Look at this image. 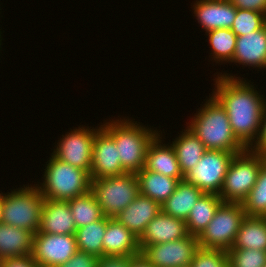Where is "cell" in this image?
<instances>
[{"label": "cell", "mask_w": 266, "mask_h": 267, "mask_svg": "<svg viewBox=\"0 0 266 267\" xmlns=\"http://www.w3.org/2000/svg\"><path fill=\"white\" fill-rule=\"evenodd\" d=\"M44 200L37 184L34 186L28 184L26 187L23 185L8 194L4 193L1 222L37 233L40 228Z\"/></svg>", "instance_id": "obj_5"}, {"label": "cell", "mask_w": 266, "mask_h": 267, "mask_svg": "<svg viewBox=\"0 0 266 267\" xmlns=\"http://www.w3.org/2000/svg\"><path fill=\"white\" fill-rule=\"evenodd\" d=\"M245 216L241 203L222 202L206 229L198 236L199 248L231 249Z\"/></svg>", "instance_id": "obj_8"}, {"label": "cell", "mask_w": 266, "mask_h": 267, "mask_svg": "<svg viewBox=\"0 0 266 267\" xmlns=\"http://www.w3.org/2000/svg\"><path fill=\"white\" fill-rule=\"evenodd\" d=\"M127 173L118 156V149L113 137L102 127L96 128L93 140L91 179L118 176Z\"/></svg>", "instance_id": "obj_13"}, {"label": "cell", "mask_w": 266, "mask_h": 267, "mask_svg": "<svg viewBox=\"0 0 266 267\" xmlns=\"http://www.w3.org/2000/svg\"><path fill=\"white\" fill-rule=\"evenodd\" d=\"M206 35L210 43L212 56L211 60L216 63H230L233 59L237 36L231 29H213L210 30Z\"/></svg>", "instance_id": "obj_29"}, {"label": "cell", "mask_w": 266, "mask_h": 267, "mask_svg": "<svg viewBox=\"0 0 266 267\" xmlns=\"http://www.w3.org/2000/svg\"><path fill=\"white\" fill-rule=\"evenodd\" d=\"M266 69V24L259 30L237 36L231 63Z\"/></svg>", "instance_id": "obj_16"}, {"label": "cell", "mask_w": 266, "mask_h": 267, "mask_svg": "<svg viewBox=\"0 0 266 267\" xmlns=\"http://www.w3.org/2000/svg\"><path fill=\"white\" fill-rule=\"evenodd\" d=\"M90 191L109 218H115L140 195L135 173L91 179Z\"/></svg>", "instance_id": "obj_6"}, {"label": "cell", "mask_w": 266, "mask_h": 267, "mask_svg": "<svg viewBox=\"0 0 266 267\" xmlns=\"http://www.w3.org/2000/svg\"><path fill=\"white\" fill-rule=\"evenodd\" d=\"M98 258L93 254L78 250L67 262L56 267H96Z\"/></svg>", "instance_id": "obj_34"}, {"label": "cell", "mask_w": 266, "mask_h": 267, "mask_svg": "<svg viewBox=\"0 0 266 267\" xmlns=\"http://www.w3.org/2000/svg\"><path fill=\"white\" fill-rule=\"evenodd\" d=\"M129 267H155V266L149 263L140 253L138 255L132 256V260L130 261Z\"/></svg>", "instance_id": "obj_39"}, {"label": "cell", "mask_w": 266, "mask_h": 267, "mask_svg": "<svg viewBox=\"0 0 266 267\" xmlns=\"http://www.w3.org/2000/svg\"><path fill=\"white\" fill-rule=\"evenodd\" d=\"M191 267H229L227 252L222 249L199 248L194 254Z\"/></svg>", "instance_id": "obj_33"}, {"label": "cell", "mask_w": 266, "mask_h": 267, "mask_svg": "<svg viewBox=\"0 0 266 267\" xmlns=\"http://www.w3.org/2000/svg\"><path fill=\"white\" fill-rule=\"evenodd\" d=\"M227 252L229 267H263L266 252L256 249H229Z\"/></svg>", "instance_id": "obj_32"}, {"label": "cell", "mask_w": 266, "mask_h": 267, "mask_svg": "<svg viewBox=\"0 0 266 267\" xmlns=\"http://www.w3.org/2000/svg\"><path fill=\"white\" fill-rule=\"evenodd\" d=\"M140 254L138 238L116 219L107 222L103 238V255L135 256Z\"/></svg>", "instance_id": "obj_20"}, {"label": "cell", "mask_w": 266, "mask_h": 267, "mask_svg": "<svg viewBox=\"0 0 266 267\" xmlns=\"http://www.w3.org/2000/svg\"><path fill=\"white\" fill-rule=\"evenodd\" d=\"M204 194L199 188L181 180L173 194L161 205L167 215L186 221L195 203Z\"/></svg>", "instance_id": "obj_23"}, {"label": "cell", "mask_w": 266, "mask_h": 267, "mask_svg": "<svg viewBox=\"0 0 266 267\" xmlns=\"http://www.w3.org/2000/svg\"><path fill=\"white\" fill-rule=\"evenodd\" d=\"M78 251L76 236L69 234H34L32 258L39 267H56Z\"/></svg>", "instance_id": "obj_11"}, {"label": "cell", "mask_w": 266, "mask_h": 267, "mask_svg": "<svg viewBox=\"0 0 266 267\" xmlns=\"http://www.w3.org/2000/svg\"><path fill=\"white\" fill-rule=\"evenodd\" d=\"M236 9L258 11L266 15V0H229Z\"/></svg>", "instance_id": "obj_36"}, {"label": "cell", "mask_w": 266, "mask_h": 267, "mask_svg": "<svg viewBox=\"0 0 266 267\" xmlns=\"http://www.w3.org/2000/svg\"><path fill=\"white\" fill-rule=\"evenodd\" d=\"M230 74L221 72L216 75L212 95L225 108L236 138L251 149L261 133L266 99L250 81Z\"/></svg>", "instance_id": "obj_1"}, {"label": "cell", "mask_w": 266, "mask_h": 267, "mask_svg": "<svg viewBox=\"0 0 266 267\" xmlns=\"http://www.w3.org/2000/svg\"><path fill=\"white\" fill-rule=\"evenodd\" d=\"M0 267H39L32 256L6 258L0 260Z\"/></svg>", "instance_id": "obj_37"}, {"label": "cell", "mask_w": 266, "mask_h": 267, "mask_svg": "<svg viewBox=\"0 0 266 267\" xmlns=\"http://www.w3.org/2000/svg\"><path fill=\"white\" fill-rule=\"evenodd\" d=\"M222 202L218 194L204 193L185 221L188 234L196 237L202 234Z\"/></svg>", "instance_id": "obj_26"}, {"label": "cell", "mask_w": 266, "mask_h": 267, "mask_svg": "<svg viewBox=\"0 0 266 267\" xmlns=\"http://www.w3.org/2000/svg\"><path fill=\"white\" fill-rule=\"evenodd\" d=\"M196 111L187 127L194 132L207 150H222L236 155L247 148L236 138L225 108L213 96Z\"/></svg>", "instance_id": "obj_2"}, {"label": "cell", "mask_w": 266, "mask_h": 267, "mask_svg": "<svg viewBox=\"0 0 266 267\" xmlns=\"http://www.w3.org/2000/svg\"><path fill=\"white\" fill-rule=\"evenodd\" d=\"M67 201L76 228L84 227L104 217V214L91 191Z\"/></svg>", "instance_id": "obj_28"}, {"label": "cell", "mask_w": 266, "mask_h": 267, "mask_svg": "<svg viewBox=\"0 0 266 267\" xmlns=\"http://www.w3.org/2000/svg\"><path fill=\"white\" fill-rule=\"evenodd\" d=\"M194 16L206 32L213 29H231L237 9L229 0H196Z\"/></svg>", "instance_id": "obj_15"}, {"label": "cell", "mask_w": 266, "mask_h": 267, "mask_svg": "<svg viewBox=\"0 0 266 267\" xmlns=\"http://www.w3.org/2000/svg\"><path fill=\"white\" fill-rule=\"evenodd\" d=\"M181 134L172 141L177 160L183 175L195 167L203 154L206 152L205 145L188 127L180 131Z\"/></svg>", "instance_id": "obj_25"}, {"label": "cell", "mask_w": 266, "mask_h": 267, "mask_svg": "<svg viewBox=\"0 0 266 267\" xmlns=\"http://www.w3.org/2000/svg\"><path fill=\"white\" fill-rule=\"evenodd\" d=\"M34 233L0 222V260L32 254Z\"/></svg>", "instance_id": "obj_21"}, {"label": "cell", "mask_w": 266, "mask_h": 267, "mask_svg": "<svg viewBox=\"0 0 266 267\" xmlns=\"http://www.w3.org/2000/svg\"><path fill=\"white\" fill-rule=\"evenodd\" d=\"M235 155L222 150H206L197 165L184 174L183 180L204 193L219 194Z\"/></svg>", "instance_id": "obj_9"}, {"label": "cell", "mask_w": 266, "mask_h": 267, "mask_svg": "<svg viewBox=\"0 0 266 267\" xmlns=\"http://www.w3.org/2000/svg\"><path fill=\"white\" fill-rule=\"evenodd\" d=\"M4 203V193H0V222Z\"/></svg>", "instance_id": "obj_40"}, {"label": "cell", "mask_w": 266, "mask_h": 267, "mask_svg": "<svg viewBox=\"0 0 266 267\" xmlns=\"http://www.w3.org/2000/svg\"><path fill=\"white\" fill-rule=\"evenodd\" d=\"M160 133L149 144L144 169L156 172L168 177L183 179L179 162L176 157L174 148L168 144H163Z\"/></svg>", "instance_id": "obj_19"}, {"label": "cell", "mask_w": 266, "mask_h": 267, "mask_svg": "<svg viewBox=\"0 0 266 267\" xmlns=\"http://www.w3.org/2000/svg\"><path fill=\"white\" fill-rule=\"evenodd\" d=\"M161 212V205L153 199L139 195L128 207L114 219L124 225L137 238L145 231L147 225Z\"/></svg>", "instance_id": "obj_18"}, {"label": "cell", "mask_w": 266, "mask_h": 267, "mask_svg": "<svg viewBox=\"0 0 266 267\" xmlns=\"http://www.w3.org/2000/svg\"><path fill=\"white\" fill-rule=\"evenodd\" d=\"M109 219V217L104 216L98 221L76 229L75 236L79 251L90 253L97 257L103 256V238Z\"/></svg>", "instance_id": "obj_27"}, {"label": "cell", "mask_w": 266, "mask_h": 267, "mask_svg": "<svg viewBox=\"0 0 266 267\" xmlns=\"http://www.w3.org/2000/svg\"><path fill=\"white\" fill-rule=\"evenodd\" d=\"M140 194L162 205L175 191L183 179L168 177L142 168L136 173Z\"/></svg>", "instance_id": "obj_22"}, {"label": "cell", "mask_w": 266, "mask_h": 267, "mask_svg": "<svg viewBox=\"0 0 266 267\" xmlns=\"http://www.w3.org/2000/svg\"><path fill=\"white\" fill-rule=\"evenodd\" d=\"M76 229L68 201L44 200L39 232L75 235Z\"/></svg>", "instance_id": "obj_17"}, {"label": "cell", "mask_w": 266, "mask_h": 267, "mask_svg": "<svg viewBox=\"0 0 266 267\" xmlns=\"http://www.w3.org/2000/svg\"><path fill=\"white\" fill-rule=\"evenodd\" d=\"M266 157L247 149L234 156L227 170L219 197L223 202L242 201L255 186Z\"/></svg>", "instance_id": "obj_7"}, {"label": "cell", "mask_w": 266, "mask_h": 267, "mask_svg": "<svg viewBox=\"0 0 266 267\" xmlns=\"http://www.w3.org/2000/svg\"><path fill=\"white\" fill-rule=\"evenodd\" d=\"M132 256L103 255L98 258L96 267H129Z\"/></svg>", "instance_id": "obj_35"}, {"label": "cell", "mask_w": 266, "mask_h": 267, "mask_svg": "<svg viewBox=\"0 0 266 267\" xmlns=\"http://www.w3.org/2000/svg\"><path fill=\"white\" fill-rule=\"evenodd\" d=\"M188 235L186 222L162 211L147 225L138 238L140 251L148 246L185 238Z\"/></svg>", "instance_id": "obj_14"}, {"label": "cell", "mask_w": 266, "mask_h": 267, "mask_svg": "<svg viewBox=\"0 0 266 267\" xmlns=\"http://www.w3.org/2000/svg\"><path fill=\"white\" fill-rule=\"evenodd\" d=\"M62 135L52 154L59 160L86 170L90 174L93 154L94 127H78Z\"/></svg>", "instance_id": "obj_10"}, {"label": "cell", "mask_w": 266, "mask_h": 267, "mask_svg": "<svg viewBox=\"0 0 266 267\" xmlns=\"http://www.w3.org/2000/svg\"><path fill=\"white\" fill-rule=\"evenodd\" d=\"M43 183L37 184L44 199L67 201L90 191V174L81 168L65 163L53 154L46 162Z\"/></svg>", "instance_id": "obj_4"}, {"label": "cell", "mask_w": 266, "mask_h": 267, "mask_svg": "<svg viewBox=\"0 0 266 267\" xmlns=\"http://www.w3.org/2000/svg\"><path fill=\"white\" fill-rule=\"evenodd\" d=\"M241 204L247 216L266 215V162L260 168L255 186Z\"/></svg>", "instance_id": "obj_30"}, {"label": "cell", "mask_w": 266, "mask_h": 267, "mask_svg": "<svg viewBox=\"0 0 266 267\" xmlns=\"http://www.w3.org/2000/svg\"><path fill=\"white\" fill-rule=\"evenodd\" d=\"M265 24V14L258 11L237 9L231 30L236 36H244L261 29Z\"/></svg>", "instance_id": "obj_31"}, {"label": "cell", "mask_w": 266, "mask_h": 267, "mask_svg": "<svg viewBox=\"0 0 266 267\" xmlns=\"http://www.w3.org/2000/svg\"><path fill=\"white\" fill-rule=\"evenodd\" d=\"M198 249V237L188 234L179 240L148 245L140 253L155 267H185L190 266Z\"/></svg>", "instance_id": "obj_12"}, {"label": "cell", "mask_w": 266, "mask_h": 267, "mask_svg": "<svg viewBox=\"0 0 266 267\" xmlns=\"http://www.w3.org/2000/svg\"><path fill=\"white\" fill-rule=\"evenodd\" d=\"M231 249H256L266 252V219L264 216H245Z\"/></svg>", "instance_id": "obj_24"}, {"label": "cell", "mask_w": 266, "mask_h": 267, "mask_svg": "<svg viewBox=\"0 0 266 267\" xmlns=\"http://www.w3.org/2000/svg\"><path fill=\"white\" fill-rule=\"evenodd\" d=\"M251 150L266 157V106L263 112L260 136Z\"/></svg>", "instance_id": "obj_38"}, {"label": "cell", "mask_w": 266, "mask_h": 267, "mask_svg": "<svg viewBox=\"0 0 266 267\" xmlns=\"http://www.w3.org/2000/svg\"><path fill=\"white\" fill-rule=\"evenodd\" d=\"M1 31H0V48H1V41H2V39H1Z\"/></svg>", "instance_id": "obj_41"}, {"label": "cell", "mask_w": 266, "mask_h": 267, "mask_svg": "<svg viewBox=\"0 0 266 267\" xmlns=\"http://www.w3.org/2000/svg\"><path fill=\"white\" fill-rule=\"evenodd\" d=\"M104 122L102 127L113 137L123 169L136 174L144 168L148 146L160 131L124 117Z\"/></svg>", "instance_id": "obj_3"}]
</instances>
